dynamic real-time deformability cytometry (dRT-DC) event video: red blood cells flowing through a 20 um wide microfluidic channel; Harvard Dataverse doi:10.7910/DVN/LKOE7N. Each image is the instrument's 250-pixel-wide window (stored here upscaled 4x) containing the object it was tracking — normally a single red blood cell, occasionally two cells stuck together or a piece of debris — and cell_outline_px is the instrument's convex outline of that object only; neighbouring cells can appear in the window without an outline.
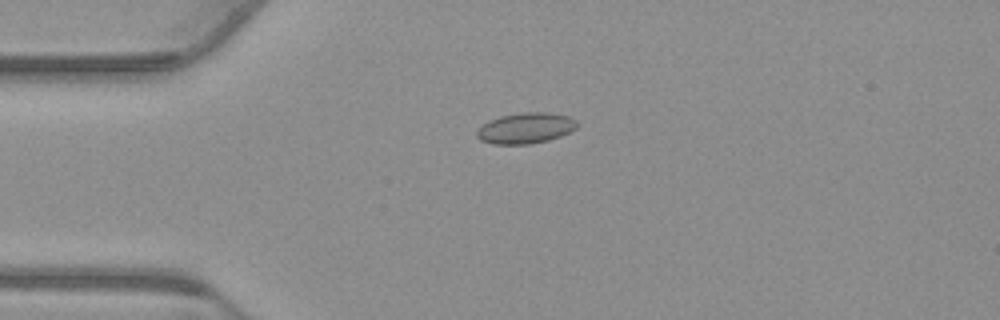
{"species": "common noctule bat (a hibernating species)", "species_latin": "Nyctalus noctula", "temperature_condition": "warm", "stored_images_in_passage": 56, "camera_frame_rate_fps": 3000, "um_per_image_px": 0.085, "animal": {"sex": "male", "body_mass_g": 23.1, "forearm_length_mm": 52.7}, "frame": {"image": 1, "passage_image": 14, "time_ms": 4.333, "image_size_px": [1000, 320], "cell_outline_px": [[580, 124], [576, 128], [560, 136], [548, 140], [528, 144], [492, 144], [480, 140], [476, 136], [476, 132], [484, 124], [500, 116], [524, 112], [548, 112], [568, 116], [576, 120]], "centroid_in_image_um": [44.7, 10.89], "position_along_channel_um": 40.3, "area_um2": 17.86}}
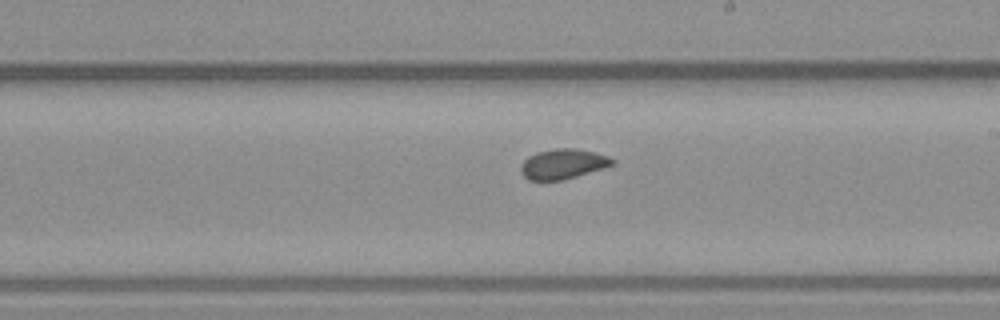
{"frame": {"image": 2, "passage_image": 32, "time_ms": 10.333, "image_size_px": [1000, 320], "cell_outline_px": [[616, 164], [604, 168], [564, 180], [528, 180], [520, 172], [520, 168], [524, 160], [528, 156], [536, 152], [556, 148], [576, 148], [596, 152], [608, 156], [616, 160]], "centroid_in_image_um": [47.88, 13.93], "position_along_channel_um": 241.1, "area_um2": 16.24}}
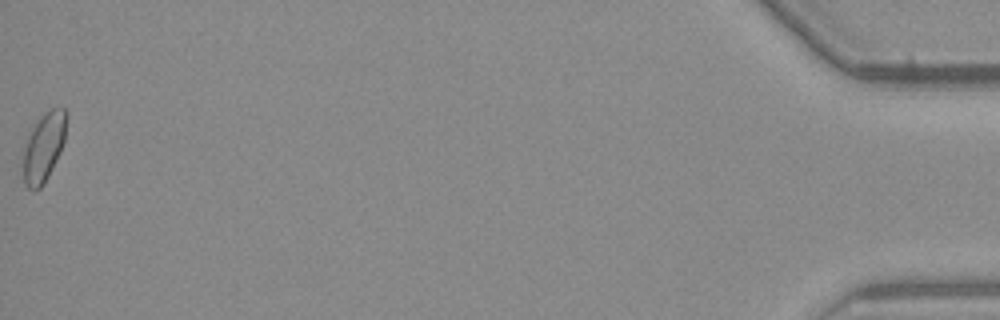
{"frame": {"image": 3, "passage_image": 56, "time_ms": 18.333, "image_size_px": [1000, 320], "cell_outline_px": [[68, 116], [64, 140], [60, 152], [44, 184], [40, 188], [28, 188], [24, 184], [24, 148], [28, 136], [36, 120], [44, 112], [52, 108], [64, 108], [68, 112]], "centroid_in_image_um": [3.75, 12.44], "position_along_channel_um": 431.5, "area_um2": 17.28}, "authors_computed_cell_mechanics": {"area_um2": 16.473, "velocity_mm_per_s": 3.742, "shape_relaxation_time_tau1_ms": null, "shape_relaxation_time_tau2_ms": 1.101, "deformation_change_tau1": null, "deformation_change_tau2": 0.0529}}